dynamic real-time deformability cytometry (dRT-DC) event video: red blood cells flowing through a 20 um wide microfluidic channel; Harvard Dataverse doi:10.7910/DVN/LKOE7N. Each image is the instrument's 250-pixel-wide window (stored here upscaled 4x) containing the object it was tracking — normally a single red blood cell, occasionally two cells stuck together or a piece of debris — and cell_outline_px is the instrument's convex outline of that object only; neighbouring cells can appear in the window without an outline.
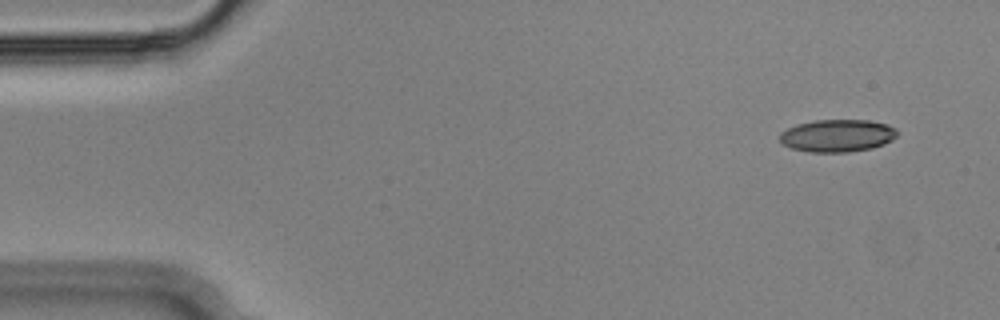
{"species": "Egyptian fruit bat (a non-hibernating species)", "species_latin": "Rousettus aegyptiacus", "temperature_condition": "cold", "stored_images_in_passage": 52, "camera_frame_rate_fps": 3000, "um_per_image_px": 0.085, "animal": {"sex": "male"}, "frame": {"image": 1, "passage_image": 1, "time_ms": 0.0, "image_size_px": [1000, 320], "cell_outline_px": [[900, 132], [892, 140], [884, 144], [872, 148], [848, 152], [808, 152], [792, 148], [784, 144], [780, 140], [780, 132], [796, 124], [816, 120], [868, 120], [888, 124], [896, 128]], "centroid_in_image_um": [71.21, 11.52], "position_along_channel_um": 13.8, "area_um2": 22.37}}
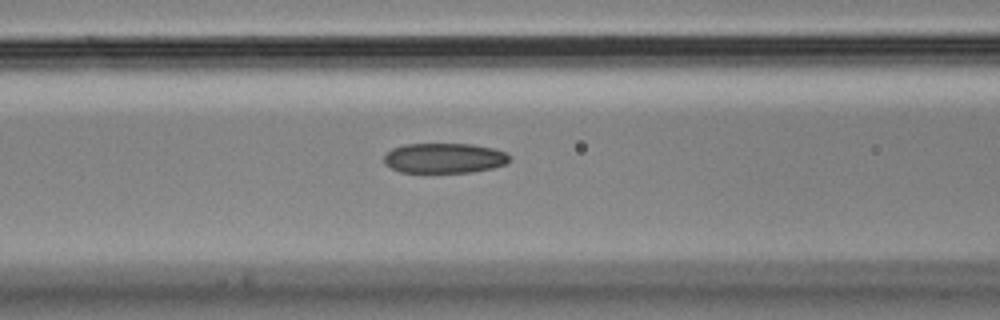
{"frame": {"image": 2, "passage_image": 19, "time_ms": 6.0, "image_size_px": [1000, 320], "cell_outline_px": [[512, 160], [504, 164], [492, 168], [472, 172], [400, 172], [384, 164], [384, 156], [392, 148], [404, 144], [472, 144], [492, 148], [508, 152]], "centroid_in_image_um": [37.78, 13.43], "position_along_channel_um": 128.8, "area_um2": 22.08}}
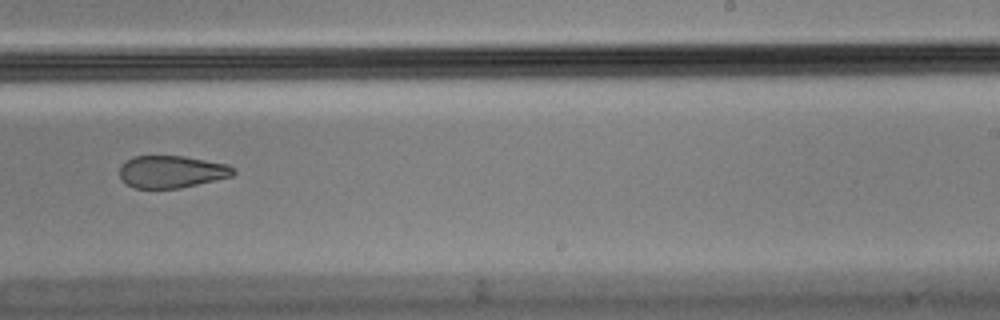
{"frame": {"image": 3, "passage_image": 31, "time_ms": 10.0, "image_size_px": [1000, 320], "cell_outline_px": [[236, 172], [232, 176], [180, 188], [132, 188], [120, 180], [120, 164], [132, 156], [184, 156], [228, 164], [236, 168]], "centroid_in_image_um": [14.56, 14.59], "position_along_channel_um": 274.4, "area_um2": 21.62}, "authors_computed_cell_mechanics": {"area_um2": 23.2645, "velocity_mm_per_s": 3.6437, "shape_relaxation_time_tau1_ms": null, "shape_relaxation_time_tau2_ms": 4.5362, "deformation_change_tau1": null, "deformation_change_tau2": 0.1189}}